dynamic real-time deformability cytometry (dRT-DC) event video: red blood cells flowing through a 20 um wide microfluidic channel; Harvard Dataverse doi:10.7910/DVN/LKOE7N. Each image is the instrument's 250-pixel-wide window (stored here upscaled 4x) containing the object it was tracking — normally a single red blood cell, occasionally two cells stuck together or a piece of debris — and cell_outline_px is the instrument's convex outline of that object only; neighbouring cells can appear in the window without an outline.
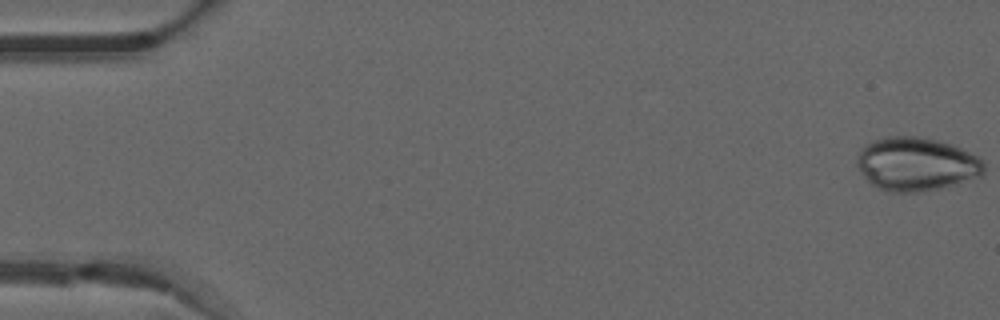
{"species": "common noctule bat (a hibernating species)", "species_latin": "Nyctalus noctula", "temperature_condition": "warm", "stored_images_in_passage": 50, "camera_frame_rate_fps": 3000, "um_per_image_px": 0.085, "animal": {"sex": "male", "forearm_length_mm": 52.5}, "frame": {"image": 1, "passage_image": 1, "time_ms": 0.0, "image_size_px": [1000, 320], "cell_outline_px": [[984, 172], [980, 176], [936, 188], [920, 192], [888, 192], [876, 188], [864, 176], [856, 164], [856, 156], [860, 148], [864, 144], [872, 140], [884, 136], [916, 136], [936, 140], [952, 144], [984, 160]], "centroid_in_image_um": [77.82, 13.92], "position_along_channel_um": 7.2, "area_um2": 39.59}}
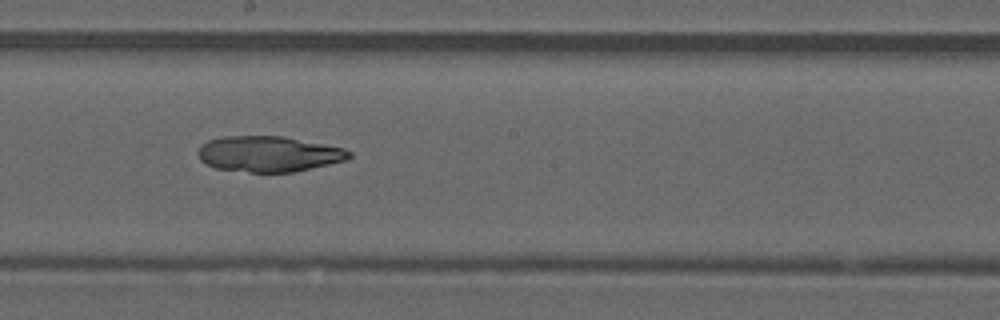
{"frame": {"image": 2, "passage_image": 28, "time_ms": 9.0, "image_size_px": [1000, 320], "cell_outline_px": [[352, 156], [348, 160], [292, 172], [248, 172], [216, 168], [200, 160], [196, 152], [200, 144], [208, 140], [224, 136], [284, 136], [344, 148], [352, 152]], "centroid_in_image_um": [22.83, 13.08], "position_along_channel_um": 225.4, "area_um2": 31.56}}
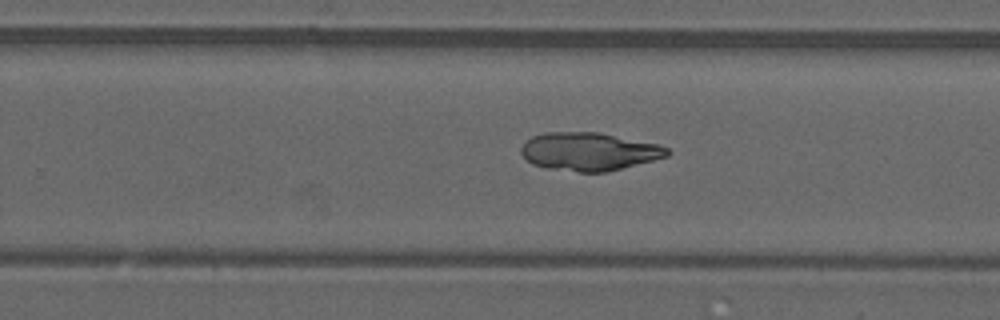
{"frame": {"image": 3, "passage_image": 32, "time_ms": 10.333, "image_size_px": [1000, 320], "cell_outline_px": [[672, 152], [668, 156], [604, 172], [580, 172], [548, 168], [532, 164], [520, 152], [520, 148], [532, 136], [544, 132], [600, 132], [656, 144], [668, 148]], "centroid_in_image_um": [50.05, 12.87], "position_along_channel_um": 279.7, "area_um2": 32.14}}